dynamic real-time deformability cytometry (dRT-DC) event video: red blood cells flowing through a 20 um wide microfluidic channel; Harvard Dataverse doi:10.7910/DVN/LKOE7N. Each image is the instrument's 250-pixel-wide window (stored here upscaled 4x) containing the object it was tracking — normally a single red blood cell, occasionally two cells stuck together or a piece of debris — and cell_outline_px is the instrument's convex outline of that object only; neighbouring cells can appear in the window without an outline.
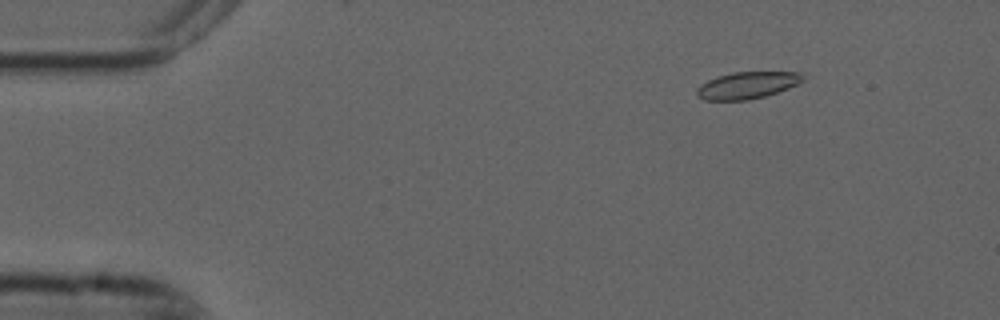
{"species": "common noctule bat (a hibernating species)", "species_latin": "Nyctalus noctula", "temperature_condition": "cold", "stored_images_in_passage": 13, "camera_frame_rate_fps": 3000, "um_per_image_px": 0.085, "animal": {"sex": "male", "forearm_length_mm": 52.5}, "frame": {"image": 1, "passage_image": 2, "time_ms": 0.333, "image_size_px": [1000, 320], "cell_outline_px": [[804, 80], [788, 88], [764, 96], [748, 100], [704, 100], [696, 96], [696, 88], [700, 84], [716, 76], [732, 72], [800, 72], [804, 76]], "centroid_in_image_um": [63.46, 7.24], "position_along_channel_um": 21.5, "area_um2": 16.65}}
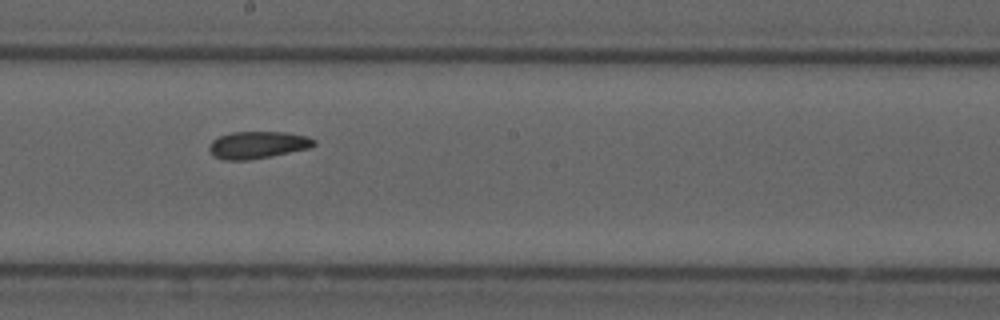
{"frame": {"image": 2, "passage_image": 8, "time_ms": 2.333, "image_size_px": [1000, 320], "cell_outline_px": [[316, 144], [308, 148], [248, 160], [224, 160], [212, 156], [208, 148], [212, 140], [220, 136], [232, 132], [288, 132], [308, 136], [316, 140]], "centroid_in_image_um": [21.88, 12.31], "position_along_channel_um": 226.3, "area_um2": 16.53}}
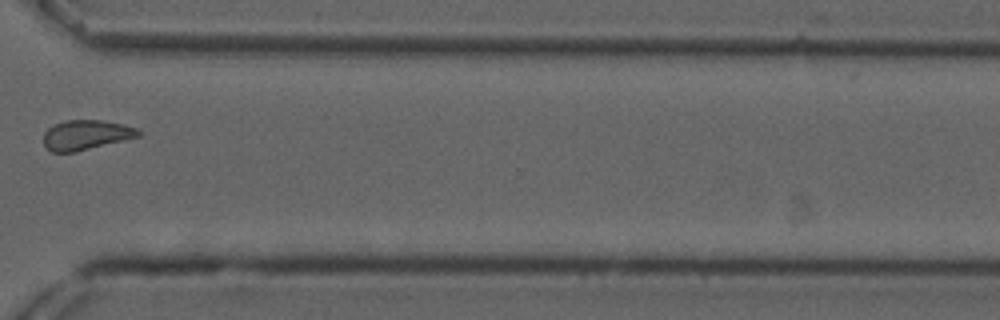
{"frame": {"image": 3, "passage_image": 11, "time_ms": 3.333, "image_size_px": [1000, 320], "cell_outline_px": [[140, 136], [72, 152], [52, 152], [44, 144], [44, 132], [52, 124], [64, 120], [100, 120], [140, 128]], "centroid_in_image_um": [7.28, 11.45], "position_along_channel_um": 363.3, "area_um2": 16.24}}